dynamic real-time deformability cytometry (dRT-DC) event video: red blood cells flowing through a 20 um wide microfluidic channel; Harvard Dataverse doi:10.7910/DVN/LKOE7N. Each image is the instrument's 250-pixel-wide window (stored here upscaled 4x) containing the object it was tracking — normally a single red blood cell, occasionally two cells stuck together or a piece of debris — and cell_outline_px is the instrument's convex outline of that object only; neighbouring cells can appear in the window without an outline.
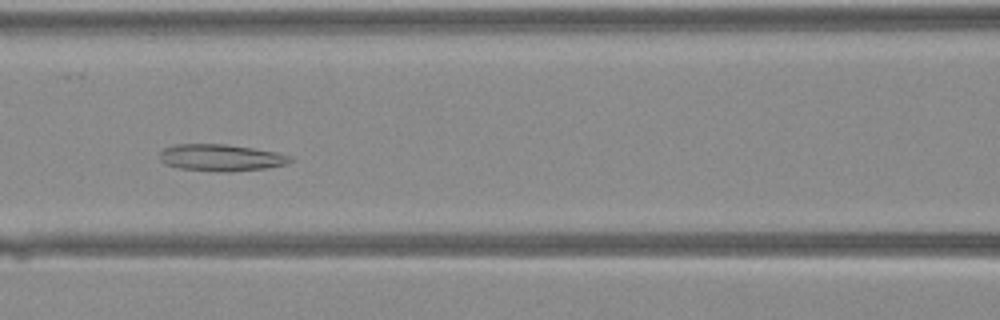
{"species": "Egyptian fruit bat (a non-hibernating species)", "species_latin": "Rousettus aegyptiacus", "temperature_condition": "warm", "stored_images_in_passage": 23, "camera_frame_rate_fps": 3000, "um_per_image_px": 0.085, "animal": {"sex": "female"}, "frame": {"image": 1, "passage_image": 9, "time_ms": 2.667, "image_size_px": [1000, 320], "cell_outline_px": [[292, 160], [288, 164], [264, 168], [228, 172], [224, 172], [180, 168], [164, 164], [160, 160], [160, 152], [164, 148], [176, 144], [224, 144], [252, 148], [276, 152], [288, 156]], "centroid_in_image_um": [18.75, 13.4], "position_along_channel_um": 147.9, "area_um2": 20.17}}
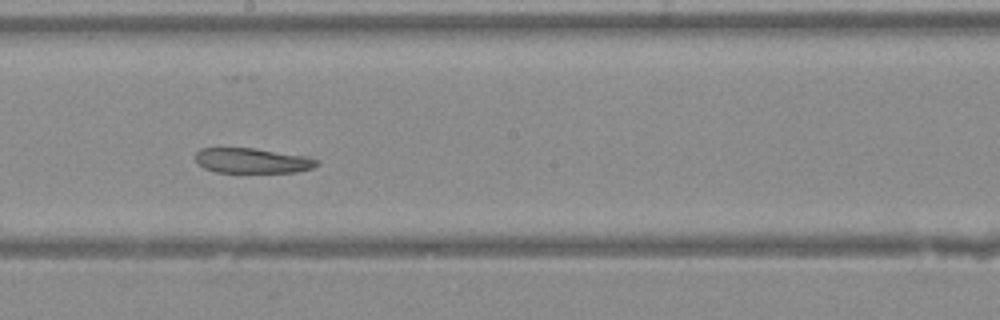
{"frame": {"image": 2, "passage_image": 14, "time_ms": 4.333, "image_size_px": [1000, 320], "cell_outline_px": [[320, 164], [312, 168], [296, 172], [216, 172], [204, 168], [196, 160], [196, 152], [200, 148], [256, 148], [308, 156], [320, 160]], "centroid_in_image_um": [21.5, 13.65], "position_along_channel_um": 226.7, "area_um2": 17.86}}
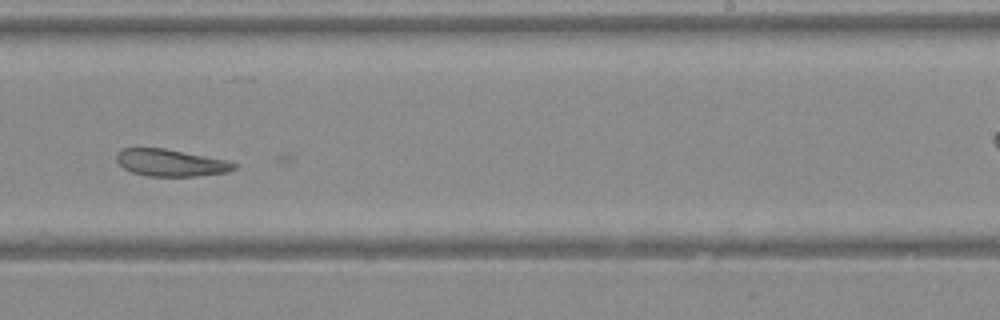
{"frame": {"image": 3, "passage_image": 17, "time_ms": 5.333, "image_size_px": [1000, 320], "cell_outline_px": [[236, 168], [228, 172], [196, 176], [148, 176], [132, 172], [124, 168], [116, 160], [116, 152], [124, 148], [164, 148], [228, 160], [236, 164]], "centroid_in_image_um": [14.51, 13.83], "position_along_channel_um": 274.5, "area_um2": 18.5}}